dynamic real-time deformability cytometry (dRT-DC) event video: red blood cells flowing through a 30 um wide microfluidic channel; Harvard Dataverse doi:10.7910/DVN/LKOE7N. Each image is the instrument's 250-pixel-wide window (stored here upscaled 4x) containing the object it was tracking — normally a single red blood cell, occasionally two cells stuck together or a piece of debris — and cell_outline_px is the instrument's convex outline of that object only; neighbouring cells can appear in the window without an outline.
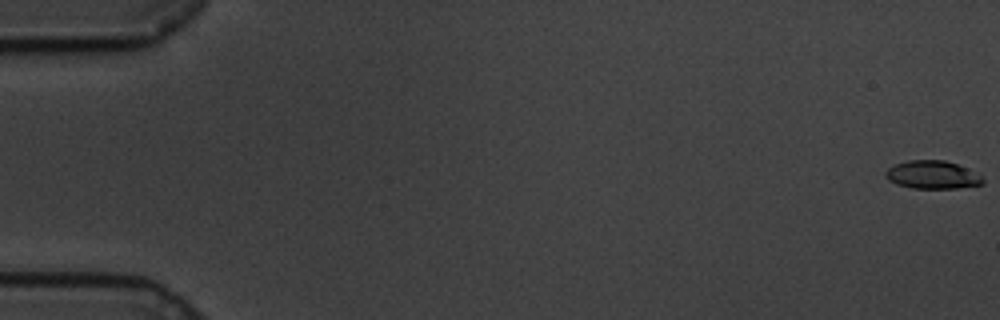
{"species": "common noctule bat (a hibernating species)", "species_latin": "Nyctalus noctula", "temperature_condition": "cold", "stored_images_in_passage": 60, "camera_frame_rate_fps": 3000, "um_per_image_px": 0.085, "animal": {"sex": "male", "body_mass_g": 19.5, "forearm_length_mm": 54.6}, "frame": {"image": 1, "passage_image": 1, "time_ms": 0.0, "image_size_px": [1000, 320], "cell_outline_px": [[984, 184], [956, 188], [912, 188], [896, 184], [888, 180], [884, 176], [884, 172], [888, 168], [896, 164], [908, 160], [944, 160], [968, 168], [980, 176], [984, 180]], "centroid_in_image_um": [79.22, 14.86], "position_along_channel_um": 5.8, "area_um2": 15.9}}
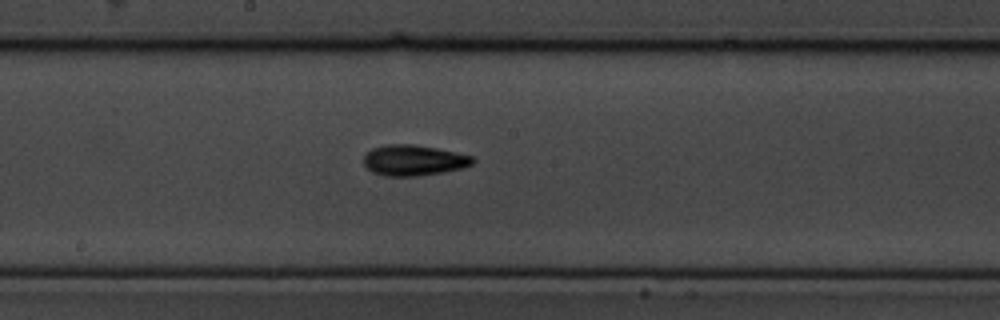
{"frame": {"image": 2, "passage_image": 33, "time_ms": 10.667, "image_size_px": [1000, 320], "cell_outline_px": [[476, 160], [472, 164], [464, 168], [444, 172], [416, 176], [384, 176], [372, 172], [364, 164], [364, 156], [372, 148], [388, 144], [412, 144], [436, 148], [472, 156]], "centroid_in_image_um": [35.17, 13.63], "position_along_channel_um": 213.0, "area_um2": 19.48}}
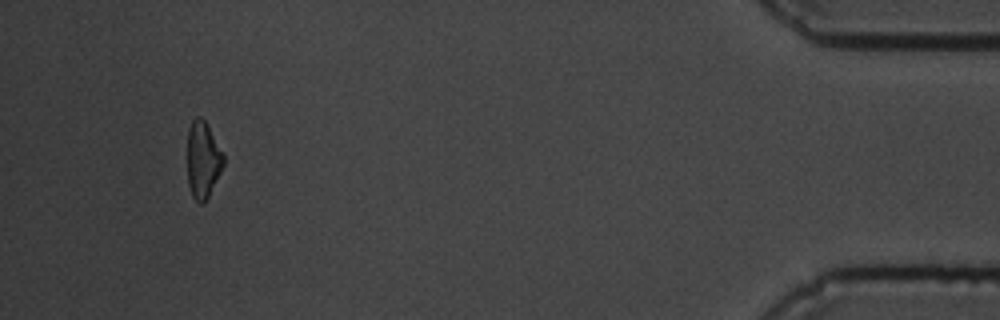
{"frame": {"image": 3, "passage_image": 57, "time_ms": 18.667, "image_size_px": [1000, 320], "cell_outline_px": [[224, 164], [208, 196], [200, 204], [192, 196], [188, 184], [188, 128], [192, 120], [196, 116], [200, 116], [204, 120], [224, 156]], "centroid_in_image_um": [17.23, 13.56], "position_along_channel_um": 418.0, "area_um2": 15.72}, "authors_computed_cell_mechanics": {"area_um2": 17.2822, "velocity_mm_per_s": 3.417, "shape_relaxation_time_tau1_ms": 2.421, "shape_relaxation_time_tau2_ms": 10.3139, "deformation_change_tau1": 0.1177, "deformation_change_tau2": 0.1993}}